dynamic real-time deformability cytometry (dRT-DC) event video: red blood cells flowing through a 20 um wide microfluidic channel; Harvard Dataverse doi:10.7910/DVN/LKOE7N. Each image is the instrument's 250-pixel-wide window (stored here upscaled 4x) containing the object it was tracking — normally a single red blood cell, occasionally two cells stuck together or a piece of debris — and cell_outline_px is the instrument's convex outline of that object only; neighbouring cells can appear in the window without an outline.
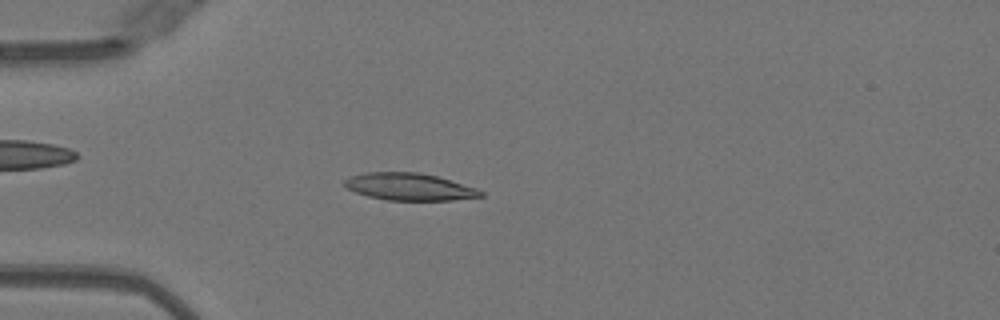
{"species": "Egyptian fruit bat (a non-hibernating species)", "species_latin": "Rousettus aegyptiacus", "temperature_condition": "warm", "stored_images_in_passage": 43, "camera_frame_rate_fps": 3000, "um_per_image_px": 0.085, "animal": {"sex": "female"}, "frame": {"image": 1, "passage_image": 7, "time_ms": 2.0, "image_size_px": [1000, 320], "cell_outline_px": [[484, 196], [452, 200], [388, 200], [368, 196], [356, 192], [348, 188], [344, 184], [344, 180], [348, 176], [368, 172], [420, 172], [436, 176], [476, 188], [484, 192]], "centroid_in_image_um": [34.79, 15.87], "position_along_channel_um": 50.2, "area_um2": 21.44}}
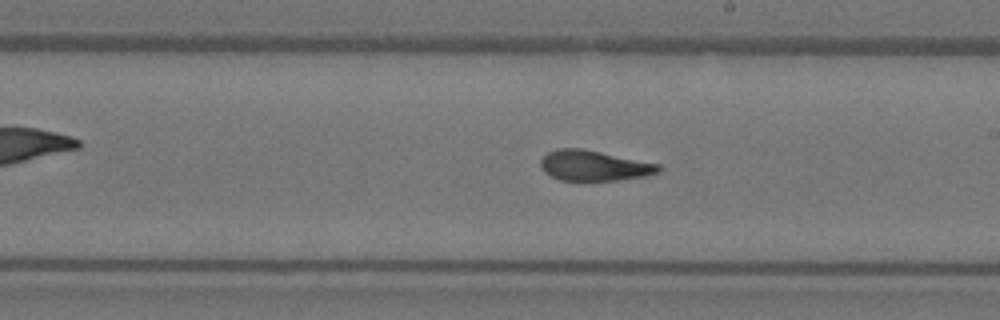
{"frame": {"image": 2, "passage_image": 22, "time_ms": 7.0, "image_size_px": [1000, 320], "cell_outline_px": [[664, 168], [660, 172], [648, 176], [616, 180], [560, 180], [544, 172], [540, 168], [540, 160], [548, 152], [560, 148], [580, 148], [660, 164]], "centroid_in_image_um": [50.52, 14.08], "position_along_channel_um": 238.5, "area_um2": 20.87}}
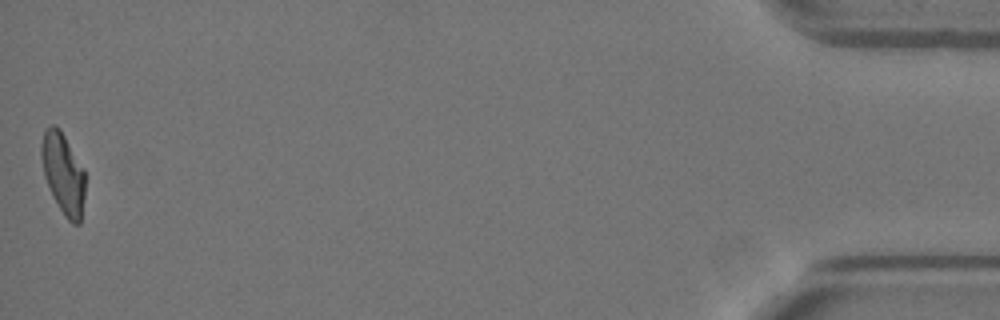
{"frame": {"image": 3, "passage_image": 43, "time_ms": 14.0, "image_size_px": [1000, 320], "cell_outline_px": [[84, 196], [80, 224], [72, 224], [64, 216], [44, 176], [40, 156], [40, 144], [44, 132], [52, 124], [56, 124], [60, 128], [84, 168]], "centroid_in_image_um": [5.36, 14.7], "position_along_channel_um": 429.8, "area_um2": 20.58}, "authors_computed_cell_mechanics": {"area_um2": 21.4438, "velocity_mm_per_s": 4.034, "shape_relaxation_time_tau1_ms": null, "shape_relaxation_time_tau2_ms": 1.4586, "deformation_change_tau1": null, "deformation_change_tau2": 0.0909}}